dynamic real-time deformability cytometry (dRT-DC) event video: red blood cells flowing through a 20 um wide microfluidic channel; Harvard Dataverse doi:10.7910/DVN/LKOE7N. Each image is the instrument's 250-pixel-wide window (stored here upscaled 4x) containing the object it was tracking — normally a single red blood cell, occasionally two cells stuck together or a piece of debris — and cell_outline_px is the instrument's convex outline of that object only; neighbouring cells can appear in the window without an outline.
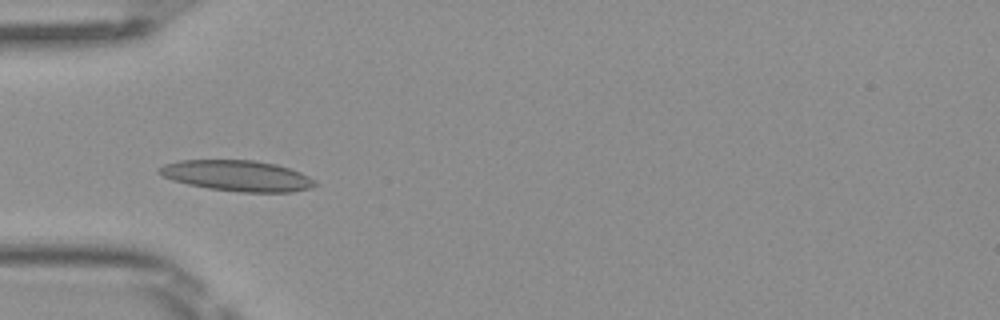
{"species": "Egyptian fruit bat (a non-hibernating species)", "species_latin": "Rousettus aegyptiacus", "temperature_condition": "room temperature", "stored_images_in_passage": 7, "camera_frame_rate_fps": 3000, "um_per_image_px": 0.085, "frame": {"image": 1, "passage_image": 3, "time_ms": 0.667, "image_size_px": [1000, 320], "cell_outline_px": [[320, 184], [312, 188], [292, 192], [240, 192], [208, 188], [188, 184], [172, 180], [156, 172], [156, 168], [164, 164], [180, 160], [256, 160], [276, 164], [300, 172], [316, 180]], "centroid_in_image_um": [20.18, 14.94], "position_along_channel_um": 64.8, "area_um2": 28.21}}
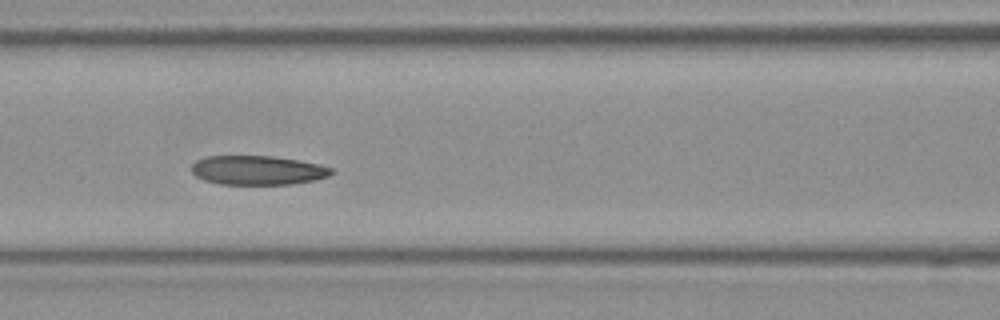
{"frame": {"image": 2, "passage_image": 5, "time_ms": 1.333, "image_size_px": [1000, 320], "cell_outline_px": [[336, 172], [328, 176], [316, 180], [292, 184], [220, 184], [204, 180], [196, 176], [192, 172], [192, 164], [196, 160], [204, 156], [272, 156], [300, 160], [320, 164], [332, 168]], "centroid_in_image_um": [21.93, 14.46], "position_along_channel_um": 144.7, "area_um2": 23.99}}
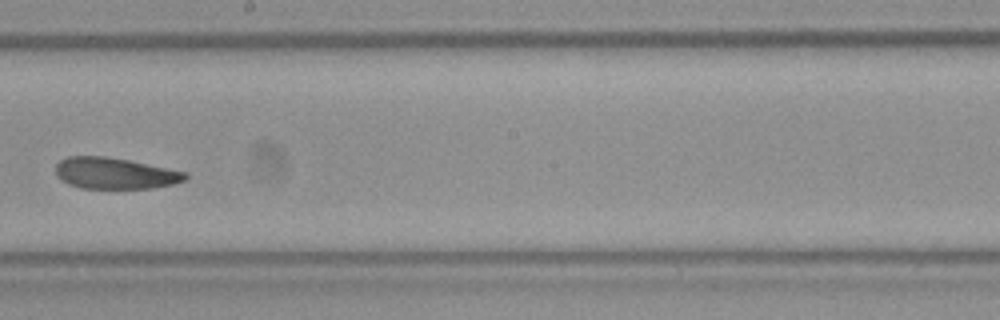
{"frame": {"image": 3, "passage_image": 7, "time_ms": 2.0, "image_size_px": [1000, 320], "cell_outline_px": [[188, 176], [184, 180], [172, 184], [152, 188], [80, 188], [68, 184], [60, 180], [56, 176], [56, 164], [60, 160], [68, 156], [104, 156], [128, 160], [188, 172]], "centroid_in_image_um": [9.74, 14.73], "position_along_channel_um": 238.5, "area_um2": 23.64}}